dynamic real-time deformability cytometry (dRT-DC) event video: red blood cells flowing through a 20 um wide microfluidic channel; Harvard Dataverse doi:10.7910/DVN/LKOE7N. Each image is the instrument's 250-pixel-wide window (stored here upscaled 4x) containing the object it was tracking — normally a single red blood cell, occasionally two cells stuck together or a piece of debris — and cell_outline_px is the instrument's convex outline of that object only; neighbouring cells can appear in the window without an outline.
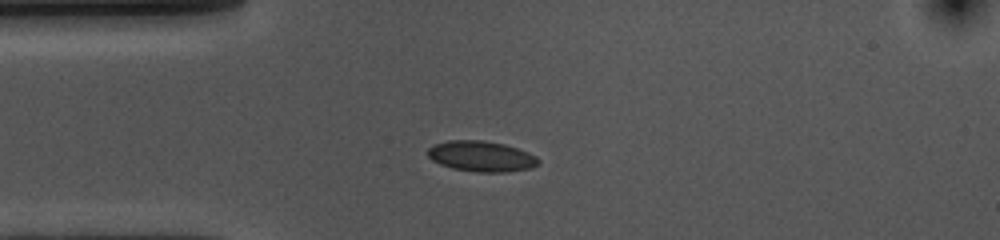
{"species": "common noctule bat (a hibernating species)", "species_latin": "Nyctalus noctula", "temperature_condition": "cold", "stored_images_in_passage": 43, "camera_frame_rate_fps": 3000, "um_per_image_px": 0.085, "animal": {"sex": "female", "body_mass_g": 10.0, "forearm_length_mm": 53.1}, "frame": {"image": 1, "passage_image": 1, "time_ms": 0.0, "image_size_px": [1000, 240], "cell_outline_px": [[540, 164], [532, 168], [504, 172], [476, 172], [452, 168], [440, 164], [432, 160], [428, 156], [428, 148], [436, 144], [448, 140], [484, 140], [504, 144], [528, 152], [536, 156], [540, 160]], "centroid_in_image_um": [40.93, 13.29], "position_along_channel_um": 44.1, "area_um2": 19.77}}
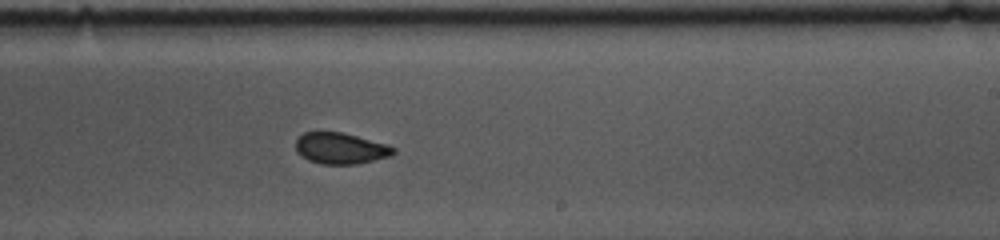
{"frame": {"image": 2, "passage_image": 20, "time_ms": 6.333, "image_size_px": [1000, 240], "cell_outline_px": [[396, 152], [392, 156], [356, 164], [324, 164], [308, 160], [296, 152], [296, 140], [304, 132], [340, 132], [388, 144], [396, 148]], "centroid_in_image_um": [28.97, 12.61], "position_along_channel_um": 260.0, "area_um2": 17.74}}
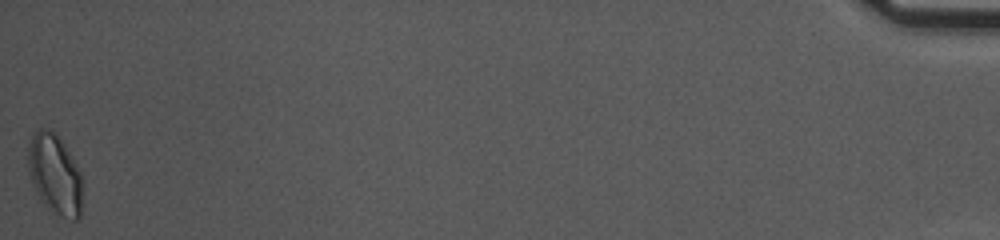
{"frame": {"image": 3, "passage_image": 43, "time_ms": 14.0, "image_size_px": [1000, 240], "cell_outline_px": [[84, 180], [80, 216], [76, 220], [72, 220], [48, 208], [40, 200], [32, 184], [28, 168], [28, 148], [32, 136], [40, 128], [48, 128], [60, 140], [68, 152], [80, 172]], "centroid_in_image_um": [4.68, 14.85], "position_along_channel_um": 430.5, "area_um2": 25.14}, "authors_computed_cell_mechanics": {"area_um2": 18.7272, "velocity_mm_per_s": 3.5914, "shape_relaxation_time_tau1_ms": 3.5415, "shape_relaxation_time_tau2_ms": 1.2001, "deformation_change_tau1": 0.077, "deformation_change_tau2": 0.0484}}